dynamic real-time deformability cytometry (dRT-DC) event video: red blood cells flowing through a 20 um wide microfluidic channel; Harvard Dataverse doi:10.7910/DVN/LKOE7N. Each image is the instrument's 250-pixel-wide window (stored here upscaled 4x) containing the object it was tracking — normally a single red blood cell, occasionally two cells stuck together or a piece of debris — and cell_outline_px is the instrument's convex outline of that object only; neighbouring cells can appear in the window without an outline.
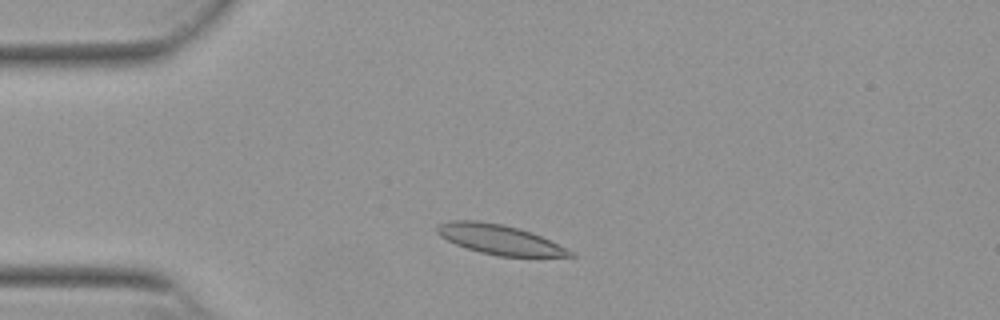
{"species": "Egyptian fruit bat (a non-hibernating species)", "species_latin": "Rousettus aegyptiacus", "temperature_condition": "warm", "stored_images_in_passage": 47, "camera_frame_rate_fps": 3000, "um_per_image_px": 0.085, "animal": {"sex": "female"}, "frame": {"image": 1, "passage_image": 7, "time_ms": 2.0, "image_size_px": [1000, 320], "cell_outline_px": [[576, 256], [500, 256], [480, 252], [456, 244], [440, 236], [436, 232], [436, 224], [448, 220], [476, 220], [500, 224], [532, 232], [576, 252]], "centroid_in_image_um": [42.44, 20.35], "position_along_channel_um": 42.6, "area_um2": 22.89}}
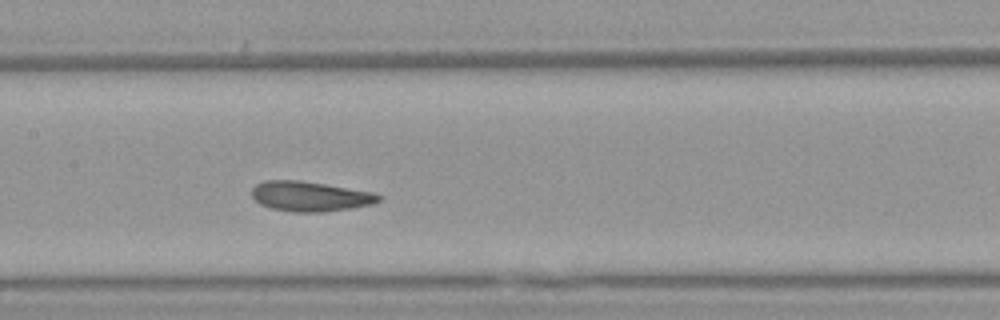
{"frame": {"image": 2, "passage_image": 20, "time_ms": 6.333, "image_size_px": [1000, 320], "cell_outline_px": [[380, 200], [372, 204], [352, 208], [324, 212], [292, 212], [268, 208], [260, 204], [252, 196], [252, 188], [256, 184], [264, 180], [300, 180], [372, 192], [380, 196]], "centroid_in_image_um": [26.31, 16.69], "position_along_channel_um": 181.1, "area_um2": 22.14}}
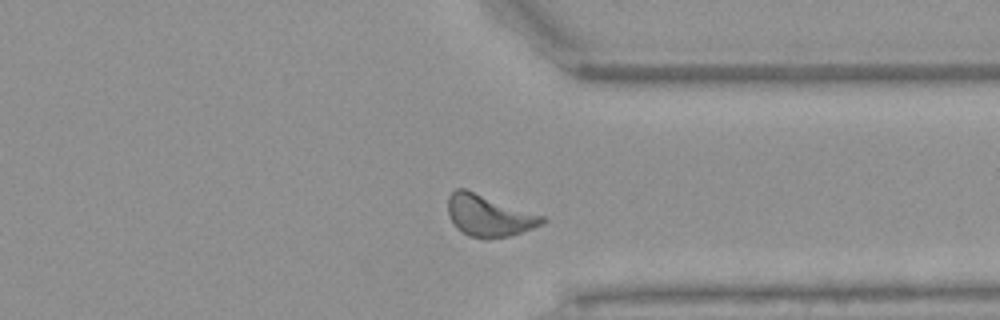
{"frame": {"image": 3, "passage_image": 35, "time_ms": 11.333, "image_size_px": [1000, 320], "cell_outline_px": [[548, 220], [544, 224], [508, 236], [488, 240], [484, 240], [468, 236], [456, 228], [448, 216], [448, 196], [456, 188], [468, 188], [544, 216]], "centroid_in_image_um": [41.54, 18.32], "position_along_channel_um": 369.9, "area_um2": 23.41}, "authors_computed_cell_mechanics": {"area_um2": 22.0218, "velocity_mm_per_s": 3.8144, "shape_relaxation_time_tau1_ms": 5.0664, "shape_relaxation_time_tau2_ms": 1.9154, "deformation_change_tau1": 0.1127, "deformation_change_tau2": 0.0737}}